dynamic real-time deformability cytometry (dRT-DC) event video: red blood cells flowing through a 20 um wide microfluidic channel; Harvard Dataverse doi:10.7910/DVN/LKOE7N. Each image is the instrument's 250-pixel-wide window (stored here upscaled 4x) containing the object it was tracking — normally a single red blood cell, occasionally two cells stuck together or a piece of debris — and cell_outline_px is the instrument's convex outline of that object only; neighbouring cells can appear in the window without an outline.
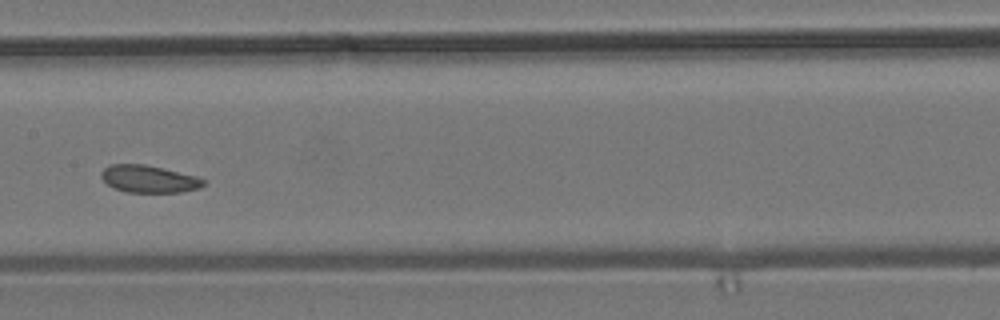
{"species": "common noctule bat (a hibernating species)", "species_latin": "Nyctalus noctula", "temperature_condition": "room temperature", "stored_images_in_passage": 12, "camera_frame_rate_fps": 3000, "um_per_image_px": 0.085, "animal": {"sex": "male", "body_mass_g": 19.2, "forearm_length_mm": 51.8}, "frame": {"image": 1, "passage_image": 6, "time_ms": 1.667, "image_size_px": [1000, 320], "cell_outline_px": [[204, 184], [200, 188], [180, 192], [128, 192], [116, 188], [108, 184], [100, 176], [100, 172], [108, 164], [144, 164], [196, 176], [204, 180]], "centroid_in_image_um": [12.63, 15.2], "position_along_channel_um": 194.8, "area_um2": 16.07}}
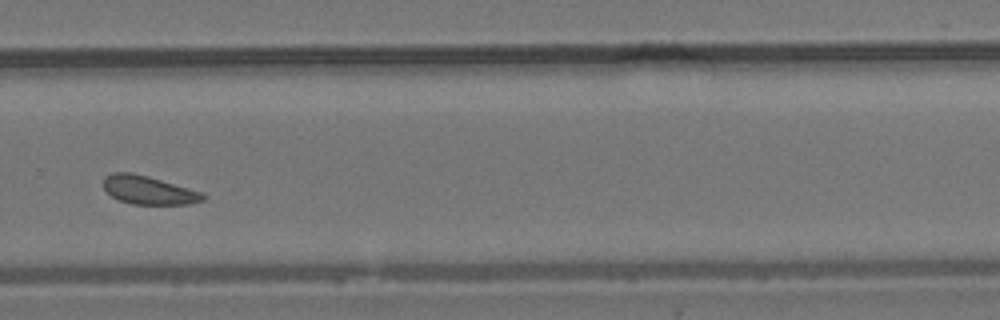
{"frame": {"image": 2, "passage_image": 9, "time_ms": 2.667, "image_size_px": [1000, 320], "cell_outline_px": [[208, 196], [204, 200], [192, 204], [132, 204], [120, 200], [112, 196], [104, 188], [104, 176], [112, 172], [132, 172], [148, 176], [188, 188], [200, 192]], "centroid_in_image_um": [12.63, 16.15], "position_along_channel_um": 317.2, "area_um2": 16.42}}
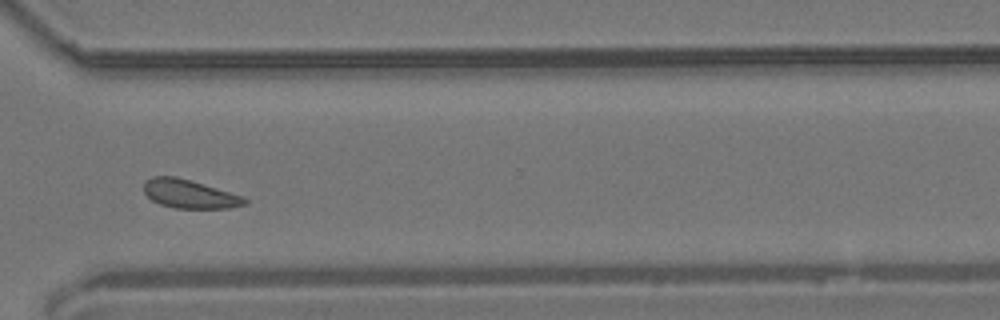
{"frame": {"image": 3, "passage_image": 10, "time_ms": 3.0, "image_size_px": [1000, 320], "cell_outline_px": [[248, 204], [228, 208], [176, 208], [160, 204], [152, 200], [144, 192], [144, 180], [152, 176], [176, 176], [244, 196], [248, 200]], "centroid_in_image_um": [16.11, 16.48], "position_along_channel_um": 354.5, "area_um2": 16.82}}